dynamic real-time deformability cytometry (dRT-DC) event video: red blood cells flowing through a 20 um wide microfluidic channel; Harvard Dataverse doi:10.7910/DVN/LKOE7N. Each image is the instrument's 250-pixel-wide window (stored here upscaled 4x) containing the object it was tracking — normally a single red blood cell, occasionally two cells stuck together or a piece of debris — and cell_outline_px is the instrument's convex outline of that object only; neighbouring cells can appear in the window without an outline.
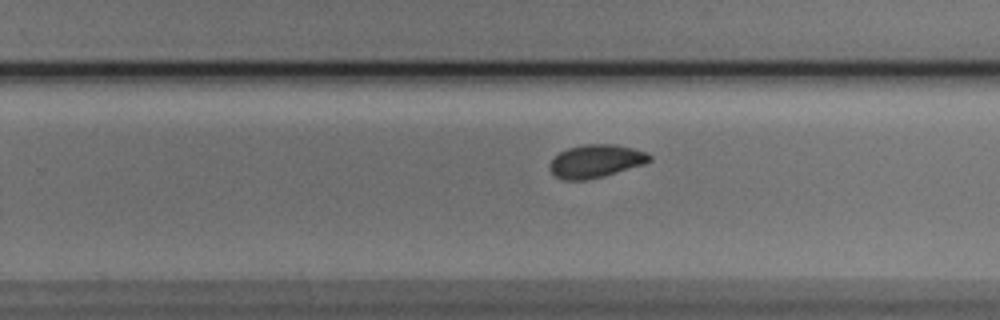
{"species": "Egyptian fruit bat (a non-hibernating species)", "species_latin": "Rousettus aegyptiacus", "temperature_condition": "cold", "stored_images_in_passage": 9, "camera_frame_rate_fps": 3000, "um_per_image_px": 0.085, "animal": {"sex": "male"}, "frame": {"image": 1, "passage_image": 9, "time_ms": 2.667, "image_size_px": [1000, 320], "cell_outline_px": [[652, 160], [644, 164], [604, 176], [588, 180], [564, 180], [556, 176], [548, 168], [548, 164], [560, 152], [568, 148], [584, 144], [612, 144], [632, 148], [644, 152], [652, 156]], "centroid_in_image_um": [50.63, 13.7], "position_along_channel_um": 279.2, "area_um2": 19.13}}